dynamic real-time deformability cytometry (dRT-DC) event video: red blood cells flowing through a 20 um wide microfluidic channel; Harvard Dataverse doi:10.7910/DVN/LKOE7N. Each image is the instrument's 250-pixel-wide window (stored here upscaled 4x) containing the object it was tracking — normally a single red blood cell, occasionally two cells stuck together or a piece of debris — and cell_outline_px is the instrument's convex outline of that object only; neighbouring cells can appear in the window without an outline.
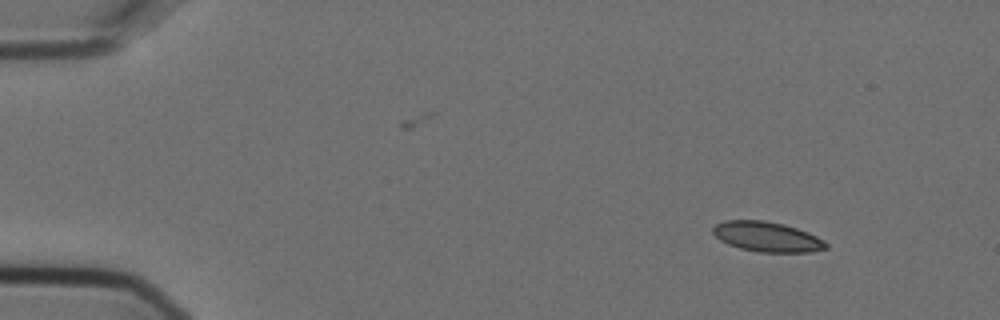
{"species": "Egyptian fruit bat (a non-hibernating species)", "species_latin": "Rousettus aegyptiacus", "temperature_condition": "cold", "stored_images_in_passage": 5, "segment_of_instrument_passage": [1, 2], "camera_frame_rate_fps": 3000, "um_per_image_px": 0.085, "animal": {"sex": "female"}, "frame": {"image": 1, "passage_image": 1, "time_ms": 0.0, "image_size_px": [1000, 320], "cell_outline_px": [[828, 248], [808, 252], [760, 252], [740, 248], [728, 244], [720, 240], [712, 232], [712, 228], [716, 224], [724, 220], [764, 220], [784, 224], [808, 232], [824, 240], [828, 244]], "centroid_in_image_um": [65.2, 20.12], "position_along_channel_um": 19.8, "area_um2": 19.77}}
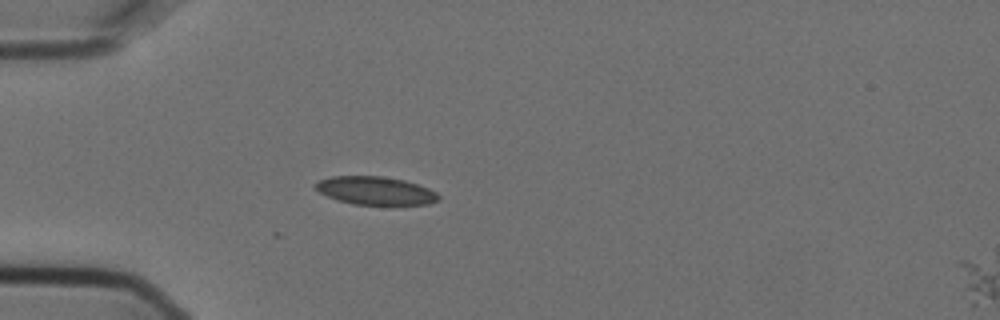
{"frame": {"image": 2, "passage_image": 4, "time_ms": 1.0, "image_size_px": [1000, 320], "cell_outline_px": [[440, 200], [428, 204], [352, 204], [336, 200], [312, 188], [312, 184], [320, 180], [332, 176], [380, 176], [404, 180], [428, 188], [436, 192], [440, 196]], "centroid_in_image_um": [31.87, 16.2], "position_along_channel_um": 53.1, "area_um2": 20.17}}